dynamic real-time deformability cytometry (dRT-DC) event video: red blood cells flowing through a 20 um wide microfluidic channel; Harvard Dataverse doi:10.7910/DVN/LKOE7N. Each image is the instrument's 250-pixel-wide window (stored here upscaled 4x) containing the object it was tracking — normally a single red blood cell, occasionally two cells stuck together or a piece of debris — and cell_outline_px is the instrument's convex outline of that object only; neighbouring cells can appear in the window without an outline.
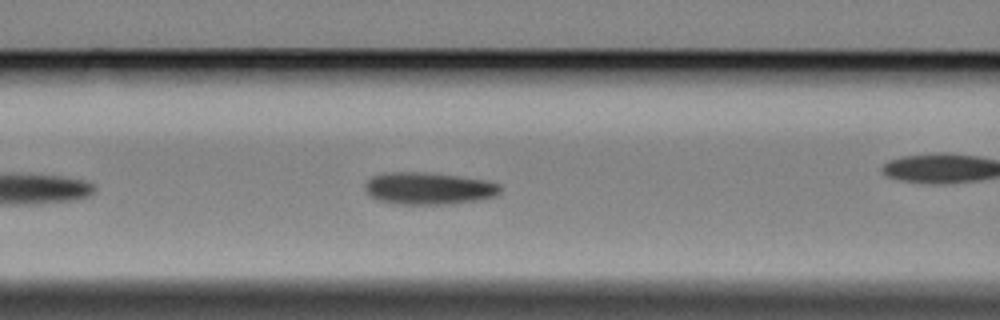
{"species": "Egyptian fruit bat (a non-hibernating species)", "species_latin": "Rousettus aegyptiacus", "temperature_condition": "cold", "stored_images_in_passage": 22, "camera_frame_rate_fps": 3000, "um_per_image_px": 0.085, "animal": {"sex": "female"}, "frame": {"image": 1, "passage_image": 10, "time_ms": 3.0, "image_size_px": [1000, 320], "cell_outline_px": [[500, 192], [496, 196], [480, 200], [452, 204], [396, 204], [376, 200], [364, 188], [364, 184], [372, 176], [384, 172], [424, 172], [460, 176], [488, 180], [500, 184]], "centroid_in_image_um": [36.45, 16.01], "position_along_channel_um": 130.1, "area_um2": 25.66}}